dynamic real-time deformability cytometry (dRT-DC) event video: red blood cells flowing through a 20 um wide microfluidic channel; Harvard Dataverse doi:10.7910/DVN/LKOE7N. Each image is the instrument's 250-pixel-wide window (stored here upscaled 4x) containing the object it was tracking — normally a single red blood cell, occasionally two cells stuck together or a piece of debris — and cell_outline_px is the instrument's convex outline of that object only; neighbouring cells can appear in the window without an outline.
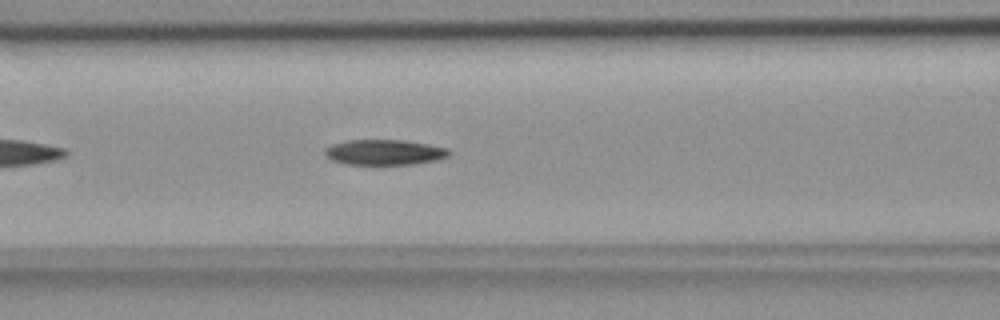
{"species": "common noctule bat (a hibernating species)", "species_latin": "Nyctalus noctula", "temperature_condition": "room temperature", "stored_images_in_passage": 42, "camera_frame_rate_fps": 3000, "um_per_image_px": 0.085, "animal": {"sex": "female", "body_mass_g": 18.4}, "frame": {"image": 1, "passage_image": 10, "time_ms": 3.0, "image_size_px": [1000, 320], "cell_outline_px": [[452, 152], [448, 156], [440, 160], [412, 164], [344, 164], [332, 160], [324, 152], [324, 148], [332, 144], [348, 140], [404, 140], [428, 144], [448, 148]], "centroid_in_image_um": [32.71, 12.94], "position_along_channel_um": 133.9, "area_um2": 18.44}}
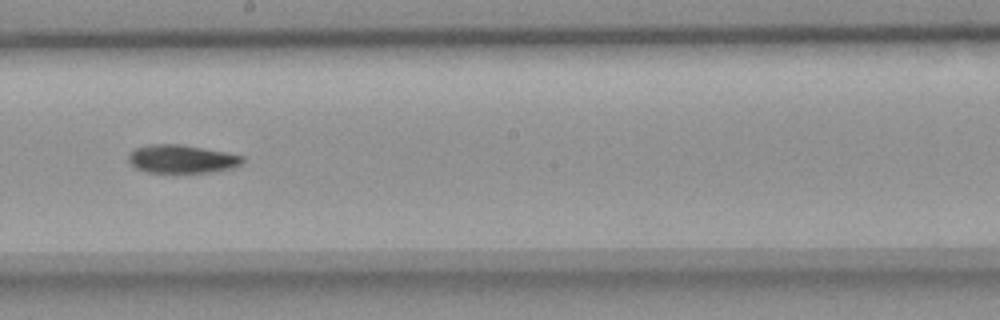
{"frame": {"image": 2, "passage_image": 18, "time_ms": 5.667, "image_size_px": [1000, 320], "cell_outline_px": [[244, 160], [240, 164], [232, 168], [208, 172], [148, 172], [136, 168], [128, 160], [128, 152], [136, 148], [148, 144], [180, 144], [224, 152], [244, 156]], "centroid_in_image_um": [15.41, 13.5], "position_along_channel_um": 232.8, "area_um2": 18.61}}
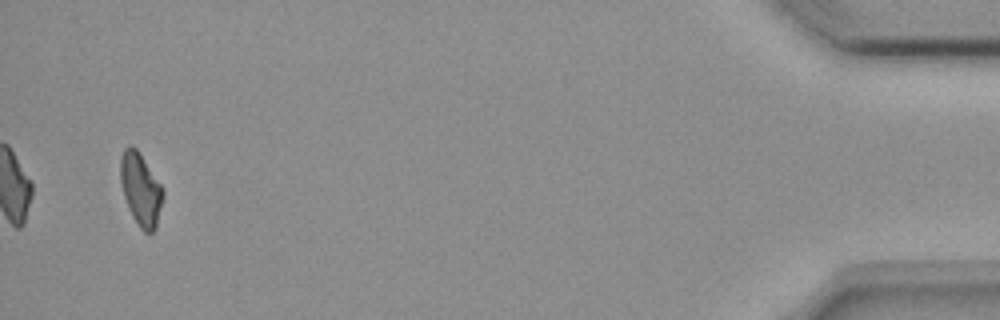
{"frame": {"image": 3, "passage_image": 40, "time_ms": 13.0, "image_size_px": [1000, 320], "cell_outline_px": [[164, 196], [156, 228], [152, 232], [144, 232], [140, 228], [132, 216], [128, 208], [124, 196], [120, 180], [120, 156], [124, 148], [128, 144], [132, 144], [140, 152], [164, 188]], "centroid_in_image_um": [11.96, 16.05], "position_along_channel_um": 423.2, "area_um2": 18.38}}